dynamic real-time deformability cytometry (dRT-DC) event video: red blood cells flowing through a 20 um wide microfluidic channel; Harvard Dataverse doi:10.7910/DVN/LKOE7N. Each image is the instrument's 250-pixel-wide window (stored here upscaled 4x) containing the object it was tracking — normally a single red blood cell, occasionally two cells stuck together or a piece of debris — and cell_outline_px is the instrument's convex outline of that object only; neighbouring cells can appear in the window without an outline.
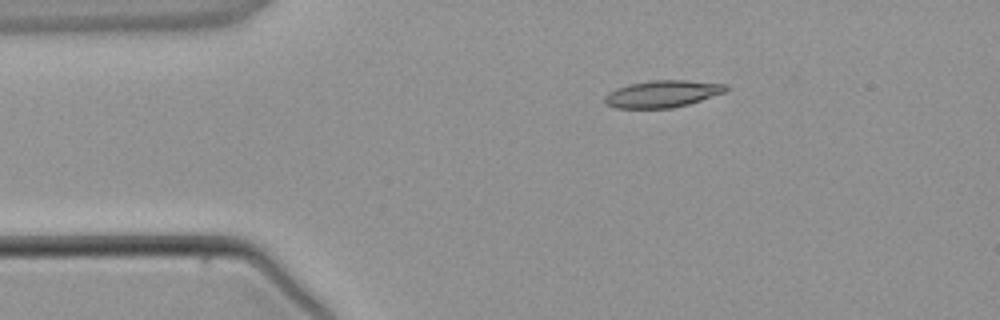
{"species": "common noctule bat (a hibernating species)", "species_latin": "Nyctalus noctula", "temperature_condition": "warm", "stored_images_in_passage": 4, "segment_of_instrument_passage": [1, 2], "camera_frame_rate_fps": 3000, "um_per_image_px": 0.085, "animal": {"sex": "male", "body_mass_g": 21.5, "forearm_length_mm": 52.0}, "frame": {"image": 1, "passage_image": 2, "time_ms": 1.333, "image_size_px": [1000, 320], "cell_outline_px": [[728, 88], [724, 92], [688, 104], [672, 108], [616, 108], [608, 104], [604, 100], [604, 96], [608, 92], [616, 88], [628, 84], [652, 80], [684, 80], [728, 84]], "centroid_in_image_um": [56.29, 7.97], "position_along_channel_um": 28.7, "area_um2": 18.96}}